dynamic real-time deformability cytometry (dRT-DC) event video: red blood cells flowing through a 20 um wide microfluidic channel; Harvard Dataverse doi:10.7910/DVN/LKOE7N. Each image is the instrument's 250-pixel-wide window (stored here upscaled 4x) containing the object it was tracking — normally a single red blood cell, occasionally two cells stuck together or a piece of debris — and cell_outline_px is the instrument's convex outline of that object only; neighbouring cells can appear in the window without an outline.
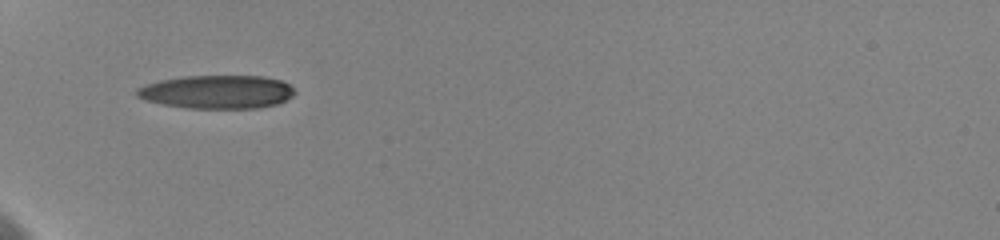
{"species": "human", "species_latin": "Homo sapiens", "temperature_condition": "cold", "stored_images_in_passage": 13, "camera_frame_rate_fps": 3000, "um_per_image_px": 0.085, "donor": {"sex": "female"}, "frame": {"image": 1, "passage_image": 1, "time_ms": 0.0, "image_size_px": [1000, 240], "cell_outline_px": [[296, 92], [292, 96], [276, 104], [260, 108], [188, 108], [164, 104], [144, 100], [136, 96], [136, 88], [160, 80], [184, 76], [264, 76], [280, 80], [288, 84]], "centroid_in_image_um": [18.44, 7.81], "position_along_channel_um": 66.6, "area_um2": 30.63}}
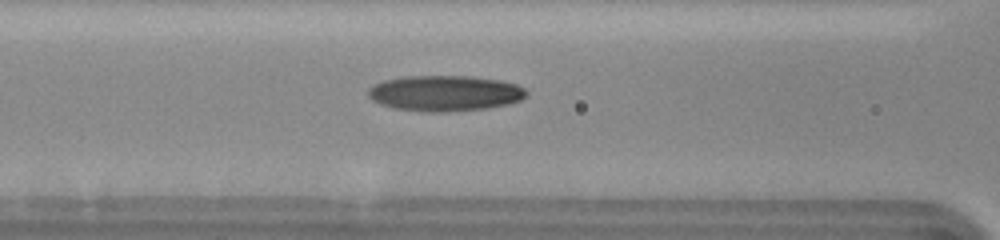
{"frame": {"image": 2, "passage_image": 10, "time_ms": 2.0, "image_size_px": [1000, 240], "cell_outline_px": [[528, 92], [520, 100], [508, 104], [488, 108], [448, 112], [424, 112], [392, 108], [380, 104], [372, 100], [368, 96], [368, 88], [384, 80], [404, 76], [472, 76], [500, 80], [516, 84], [524, 88]], "centroid_in_image_um": [37.8, 7.93], "position_along_channel_um": 128.8, "area_um2": 33.12}}